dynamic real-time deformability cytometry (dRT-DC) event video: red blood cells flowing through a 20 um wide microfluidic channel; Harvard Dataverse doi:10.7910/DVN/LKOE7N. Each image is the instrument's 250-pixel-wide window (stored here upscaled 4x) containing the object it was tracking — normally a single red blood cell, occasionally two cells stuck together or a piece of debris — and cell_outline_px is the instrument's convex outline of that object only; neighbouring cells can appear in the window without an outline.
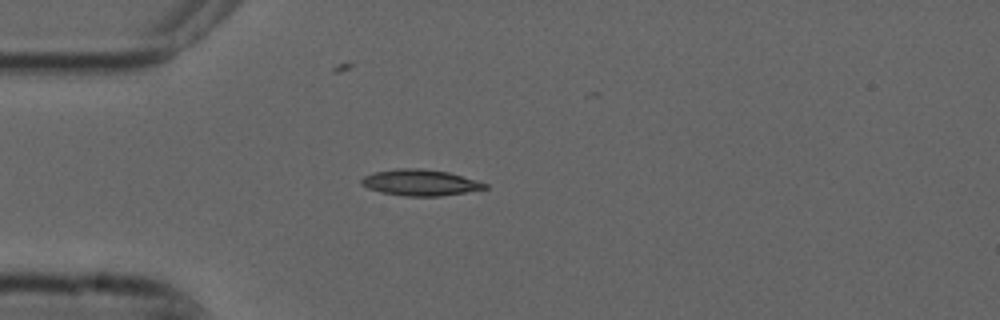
{"species": "common noctule bat (a hibernating species)", "species_latin": "Nyctalus noctula", "temperature_condition": "cold", "stored_images_in_passage": 2, "camera_frame_rate_fps": 3000, "um_per_image_px": 0.085, "animal": {"sex": "male", "forearm_length_mm": 52.5}, "frame": {"image": 1, "passage_image": 1, "time_ms": 0.0, "image_size_px": [1000, 320], "cell_outline_px": [[488, 188], [440, 196], [404, 196], [380, 192], [368, 188], [360, 184], [360, 180], [364, 176], [376, 172], [396, 168], [424, 168], [448, 172], [488, 184]], "centroid_in_image_um": [35.68, 15.51], "position_along_channel_um": 49.3, "area_um2": 18.73}}